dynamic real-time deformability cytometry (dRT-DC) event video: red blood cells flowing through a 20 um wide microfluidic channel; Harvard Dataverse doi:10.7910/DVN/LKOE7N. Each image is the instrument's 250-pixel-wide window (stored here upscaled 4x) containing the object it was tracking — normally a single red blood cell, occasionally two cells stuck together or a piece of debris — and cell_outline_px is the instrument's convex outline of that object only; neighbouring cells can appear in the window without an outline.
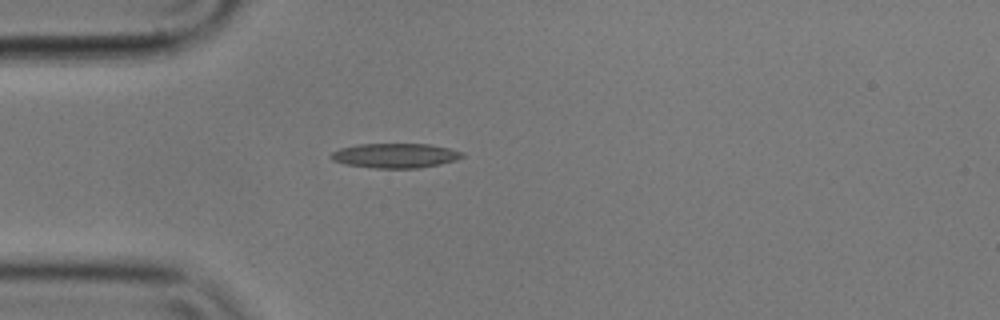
{"species": "common noctule bat (a hibernating species)", "species_latin": "Nyctalus noctula", "temperature_condition": "cold", "stored_images_in_passage": 1, "camera_frame_rate_fps": 3000, "um_per_image_px": 0.085, "animal": {"sex": "male", "body_mass_g": 17.9}, "frame": {"image": 1, "passage_image": 1, "time_ms": 0.0, "image_size_px": [1000, 320], "cell_outline_px": [[464, 156], [456, 160], [440, 164], [420, 168], [376, 168], [344, 164], [332, 160], [328, 156], [332, 152], [340, 148], [356, 144], [428, 144], [448, 148], [464, 152]], "centroid_in_image_um": [33.57, 13.22], "position_along_channel_um": 51.4, "area_um2": 18.9}}